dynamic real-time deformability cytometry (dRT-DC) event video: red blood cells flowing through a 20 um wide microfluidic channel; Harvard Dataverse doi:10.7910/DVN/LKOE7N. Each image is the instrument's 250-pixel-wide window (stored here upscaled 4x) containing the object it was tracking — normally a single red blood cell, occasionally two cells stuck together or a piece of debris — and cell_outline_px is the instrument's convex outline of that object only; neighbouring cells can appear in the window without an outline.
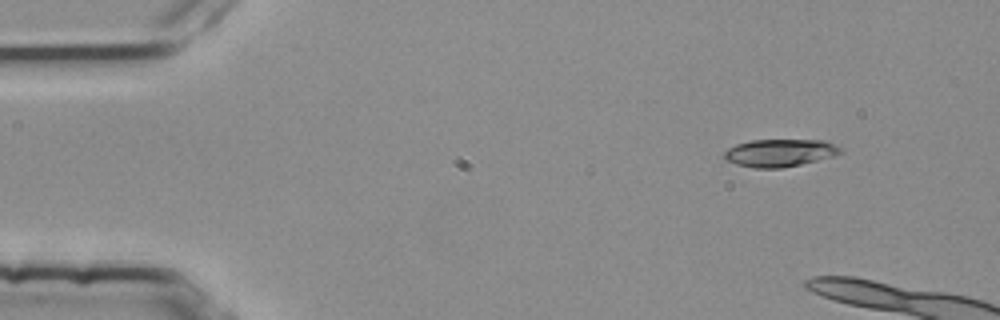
{"species": "common noctule bat (a hibernating species)", "species_latin": "Nyctalus noctula", "temperature_condition": "room temperature", "stored_images_in_passage": 3, "camera_frame_rate_fps": 3000, "um_per_image_px": 0.085, "animal": {"sex": "female", "body_mass_g": 25.1}, "frame": {"image": 1, "passage_image": 1, "time_ms": 0.0, "image_size_px": [1000, 320], "cell_outline_px": [[844, 152], [836, 156], [800, 164], [780, 168], [756, 168], [736, 164], [724, 160], [724, 152], [728, 148], [736, 144], [748, 140], [824, 140], [844, 148]], "centroid_in_image_um": [66.31, 12.98], "position_along_channel_um": 18.7, "area_um2": 18.9}}